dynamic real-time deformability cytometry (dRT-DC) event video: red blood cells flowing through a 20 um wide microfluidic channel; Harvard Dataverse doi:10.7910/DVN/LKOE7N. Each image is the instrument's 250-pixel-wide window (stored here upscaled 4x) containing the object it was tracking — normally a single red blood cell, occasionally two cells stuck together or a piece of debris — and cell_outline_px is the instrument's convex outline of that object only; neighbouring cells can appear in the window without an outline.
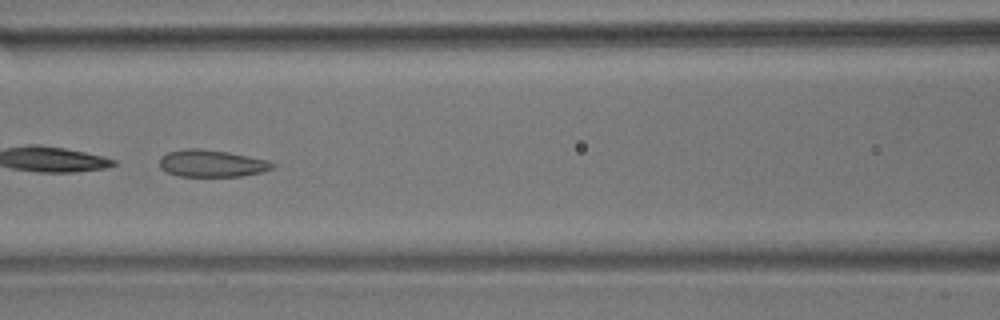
{"species": "common noctule bat (a hibernating species)", "species_latin": "Nyctalus noctula", "temperature_condition": "room temperature", "stored_images_in_passage": 54, "camera_frame_rate_fps": 3000, "um_per_image_px": 0.085, "animal": {"sex": "male", "body_mass_g": 17.9}, "frame": {"image": 1, "passage_image": 24, "time_ms": 7.667, "image_size_px": [1000, 320], "cell_outline_px": [[276, 164], [272, 168], [264, 172], [240, 176], [180, 176], [168, 172], [160, 168], [160, 156], [168, 152], [188, 148], [200, 148], [228, 152], [268, 160]], "centroid_in_image_um": [18.01, 13.88], "position_along_channel_um": 148.6, "area_um2": 17.8}, "authors_computed_cell_mechanics": {"area_um2": 29.3624, "velocity_mm_per_s": 3.6399, "shape_relaxation_time_tau1_ms": null, "shape_relaxation_time_tau2_ms": 1.4229, "deformation_change_tau1": null, "deformation_change_tau2": 0.0802}}